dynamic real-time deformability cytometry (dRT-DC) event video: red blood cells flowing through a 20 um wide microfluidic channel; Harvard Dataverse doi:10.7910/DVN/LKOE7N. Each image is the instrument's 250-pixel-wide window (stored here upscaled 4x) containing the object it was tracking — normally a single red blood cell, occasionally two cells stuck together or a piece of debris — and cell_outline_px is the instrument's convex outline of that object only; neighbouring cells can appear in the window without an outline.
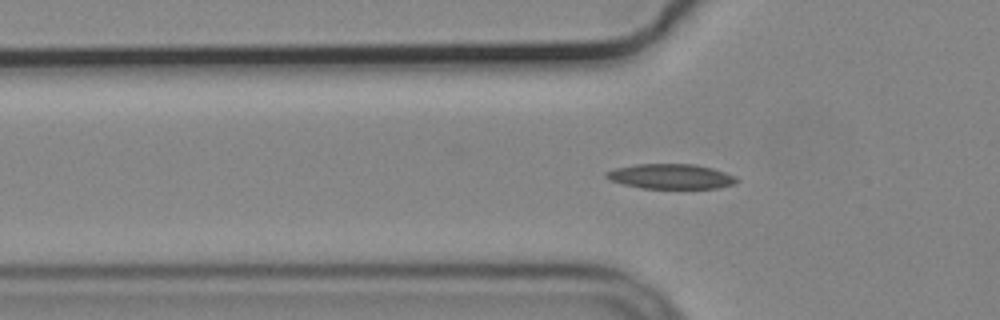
{"species": "common noctule bat (a hibernating species)", "species_latin": "Nyctalus noctula", "temperature_condition": "cold", "stored_images_in_passage": 42, "camera_frame_rate_fps": 3000, "um_per_image_px": 0.085, "animal": {"sex": "male", "body_mass_g": 19.2, "forearm_length_mm": 51.8}, "frame": {"image": 1, "passage_image": 4, "time_ms": 1.0, "image_size_px": [1000, 320], "cell_outline_px": [[740, 180], [732, 184], [716, 188], [640, 188], [624, 184], [612, 180], [604, 176], [604, 172], [616, 168], [636, 164], [696, 164], [712, 168], [736, 176]], "centroid_in_image_um": [57.02, 14.99], "position_along_channel_um": 68.8, "area_um2": 18.84}}
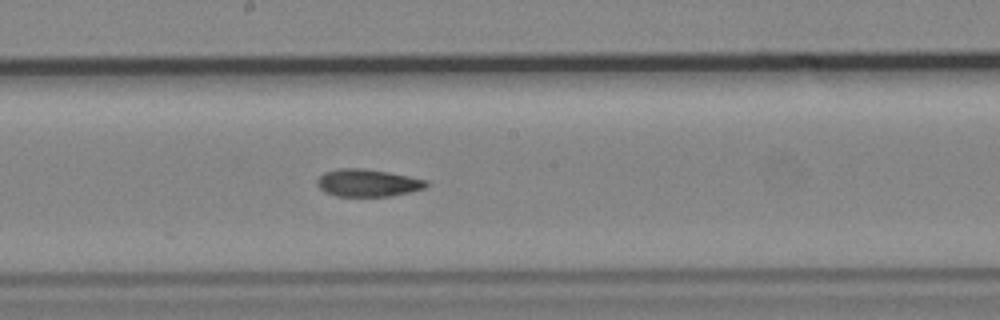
{"frame": {"image": 2, "passage_image": 16, "time_ms": 5.0, "image_size_px": [1000, 320], "cell_outline_px": [[428, 184], [424, 188], [408, 192], [388, 196], [336, 196], [320, 188], [316, 184], [316, 180], [324, 172], [340, 168], [360, 168], [388, 172], [428, 180]], "centroid_in_image_um": [31.24, 15.54], "position_along_channel_um": 217.0, "area_um2": 17.22}}
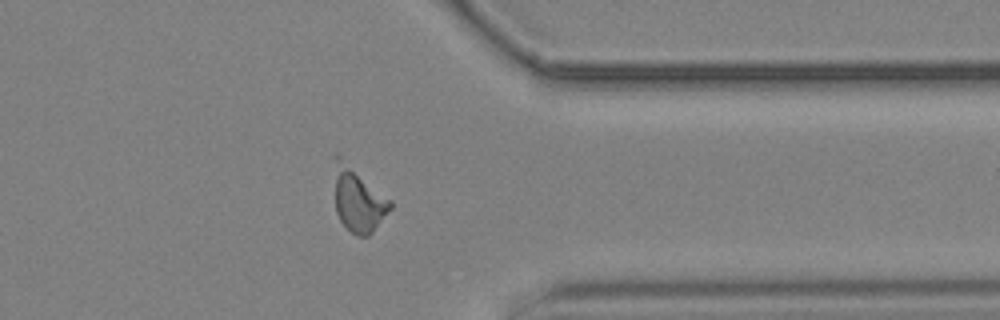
{"frame": {"image": 3, "passage_image": 30, "time_ms": 9.667, "image_size_px": [1000, 320], "cell_outline_px": [[392, 208], [372, 232], [368, 236], [356, 236], [340, 220], [336, 212], [332, 156], [336, 152], [340, 152], [392, 200]], "centroid_in_image_um": [30.41, 16.83], "position_along_channel_um": 381.0, "area_um2": 21.96}, "authors_computed_cell_mechanics": {"area_um2": 17.8024, "velocity_mm_per_s": 3.691, "shape_relaxation_time_tau1_ms": null, "shape_relaxation_time_tau2_ms": 5.5612, "deformation_change_tau1": null, "deformation_change_tau2": 0.1246}}